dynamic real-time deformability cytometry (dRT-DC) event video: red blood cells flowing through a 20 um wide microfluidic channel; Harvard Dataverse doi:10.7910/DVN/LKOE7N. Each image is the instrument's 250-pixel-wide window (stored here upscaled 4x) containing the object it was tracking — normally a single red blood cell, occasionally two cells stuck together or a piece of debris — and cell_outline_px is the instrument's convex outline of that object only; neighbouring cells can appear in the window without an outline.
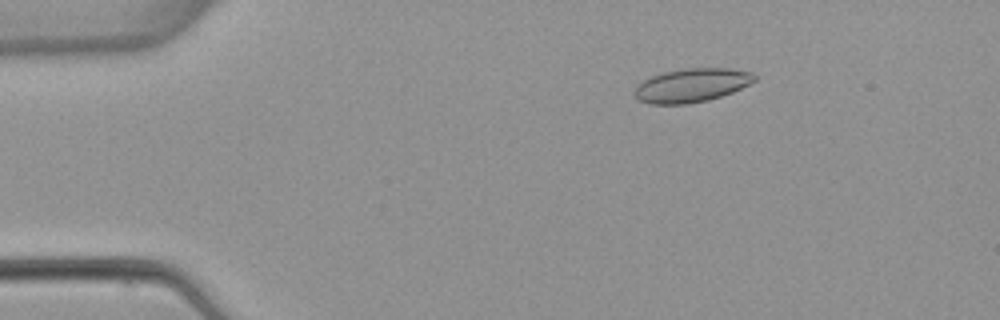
{"species": "common noctule bat (a hibernating species)", "species_latin": "Nyctalus noctula", "temperature_condition": "warm", "stored_images_in_passage": 3, "camera_frame_rate_fps": 3000, "um_per_image_px": 0.085, "animal": {"sex": "female", "body_mass_g": 22.7, "forearm_length_mm": 54.2}, "frame": {"image": 1, "passage_image": 1, "time_ms": 0.0, "image_size_px": [1000, 320], "cell_outline_px": [[756, 80], [732, 92], [708, 100], [688, 104], [648, 104], [640, 100], [636, 96], [636, 84], [652, 76], [664, 72], [684, 68], [728, 68], [752, 72], [756, 76]], "centroid_in_image_um": [58.79, 7.24], "position_along_channel_um": 26.2, "area_um2": 23.41}}